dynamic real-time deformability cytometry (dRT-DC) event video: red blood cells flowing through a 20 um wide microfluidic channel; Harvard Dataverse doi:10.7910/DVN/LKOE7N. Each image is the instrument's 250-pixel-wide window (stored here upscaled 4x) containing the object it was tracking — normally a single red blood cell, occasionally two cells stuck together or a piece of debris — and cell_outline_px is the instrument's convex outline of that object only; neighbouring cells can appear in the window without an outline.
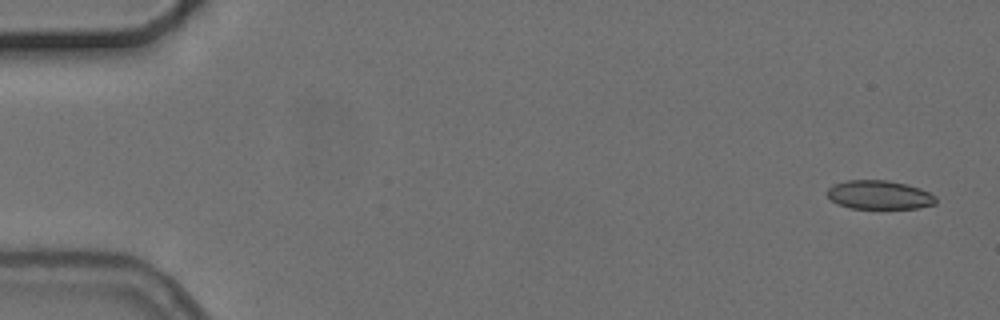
{"species": "common noctule bat (a hibernating species)", "species_latin": "Nyctalus noctula", "temperature_condition": "cold", "stored_images_in_passage": 5, "camera_frame_rate_fps": 3000, "um_per_image_px": 0.085, "animal": {"sex": "female", "body_mass_g": 24.6, "forearm_length_mm": 56.2}, "frame": {"image": 1, "passage_image": 1, "time_ms": 0.0, "image_size_px": [1000, 320], "cell_outline_px": [[936, 204], [920, 208], [852, 208], [836, 204], [824, 192], [828, 188], [836, 184], [848, 180], [888, 180], [908, 184], [920, 188], [936, 196]], "centroid_in_image_um": [74.75, 16.56], "position_along_channel_um": 10.3, "area_um2": 18.32}}
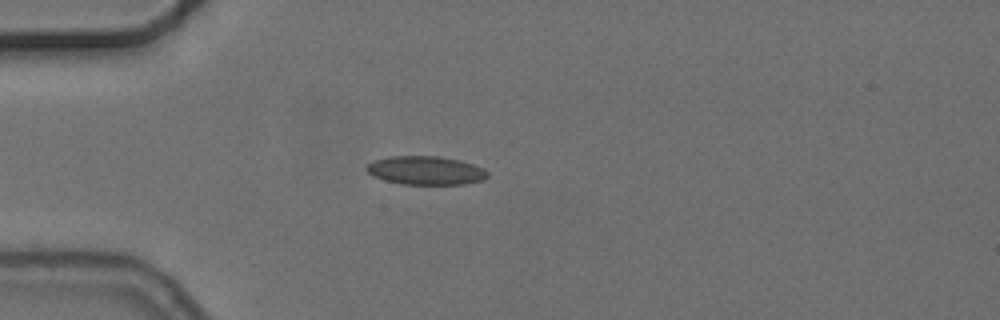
{"frame": {"image": 2, "passage_image": 4, "time_ms": 4.333, "image_size_px": [1000, 320], "cell_outline_px": [[488, 176], [484, 180], [464, 184], [400, 184], [384, 180], [372, 176], [364, 168], [368, 164], [376, 160], [392, 156], [440, 156], [460, 160], [484, 168], [488, 172]], "centroid_in_image_um": [36.2, 14.49], "position_along_channel_um": 48.8, "area_um2": 20.23}}